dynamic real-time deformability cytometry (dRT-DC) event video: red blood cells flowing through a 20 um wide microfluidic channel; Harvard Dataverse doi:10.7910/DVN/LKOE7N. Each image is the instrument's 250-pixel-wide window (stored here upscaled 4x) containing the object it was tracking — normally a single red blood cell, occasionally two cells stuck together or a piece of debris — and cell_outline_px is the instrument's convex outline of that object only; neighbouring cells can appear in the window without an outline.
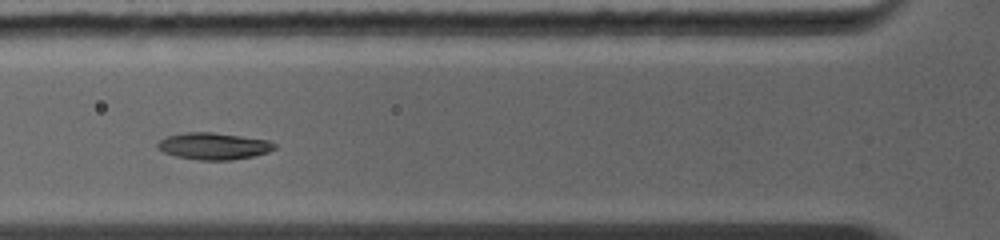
{"species": "common noctule bat (a hibernating species)", "species_latin": "Nyctalus noctula", "temperature_condition": "warm", "stored_images_in_passage": 7, "camera_frame_rate_fps": 5000, "um_per_image_px": 0.085, "animal": {"sex": "female", "body_mass_g": 19.0, "forearm_length_mm": 56.7}, "frame": {"image": 1, "passage_image": 5, "time_ms": 3.2, "image_size_px": [1000, 240], "cell_outline_px": [[276, 148], [268, 152], [252, 156], [232, 160], [200, 160], [176, 156], [164, 152], [156, 148], [156, 144], [160, 140], [168, 136], [184, 132], [212, 132], [268, 140], [276, 144]], "centroid_in_image_um": [18.15, 12.42], "position_along_channel_um": 107.7, "area_um2": 18.21}}
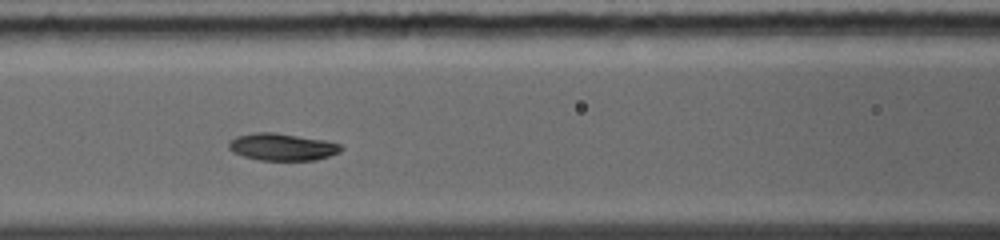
{"frame": {"image": 2, "passage_image": 6, "time_ms": 4.0, "image_size_px": [1000, 240], "cell_outline_px": [[344, 148], [340, 152], [316, 160], [260, 160], [244, 156], [232, 152], [228, 148], [228, 144], [236, 136], [252, 132], [276, 132], [324, 140], [340, 144]], "centroid_in_image_um": [23.98, 12.48], "position_along_channel_um": 142.6, "area_um2": 17.8}}